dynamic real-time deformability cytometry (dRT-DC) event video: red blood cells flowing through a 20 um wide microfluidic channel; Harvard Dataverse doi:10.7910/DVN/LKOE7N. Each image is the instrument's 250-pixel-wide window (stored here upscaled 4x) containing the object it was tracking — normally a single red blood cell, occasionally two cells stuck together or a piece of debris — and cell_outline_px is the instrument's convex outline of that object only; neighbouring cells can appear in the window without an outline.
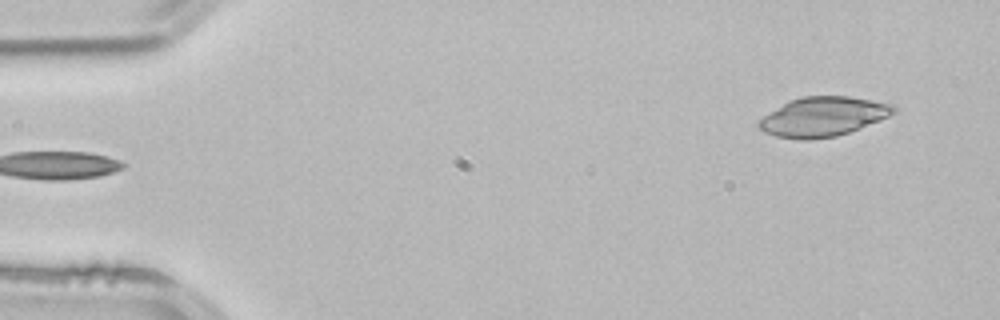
{"species": "common noctule bat (a hibernating species)", "species_latin": "Nyctalus noctula", "temperature_condition": "room temperature", "stored_images_in_passage": 2, "segment_of_instrument_passage": [2, 2], "camera_frame_rate_fps": 3000, "um_per_image_px": 0.085, "animal": {"sex": "male", "body_mass_g": 21.5, "forearm_length_mm": 52.0}, "frame": {"image": 1, "passage_image": 2, "time_ms": 0.333, "image_size_px": [1000, 320], "cell_outline_px": [[896, 112], [880, 120], [848, 132], [836, 136], [812, 140], [800, 140], [776, 136], [764, 132], [756, 124], [764, 116], [784, 104], [792, 100], [804, 96], [848, 96], [896, 104]], "centroid_in_image_um": [69.99, 9.92], "position_along_channel_um": 15.0, "area_um2": 30.75}}